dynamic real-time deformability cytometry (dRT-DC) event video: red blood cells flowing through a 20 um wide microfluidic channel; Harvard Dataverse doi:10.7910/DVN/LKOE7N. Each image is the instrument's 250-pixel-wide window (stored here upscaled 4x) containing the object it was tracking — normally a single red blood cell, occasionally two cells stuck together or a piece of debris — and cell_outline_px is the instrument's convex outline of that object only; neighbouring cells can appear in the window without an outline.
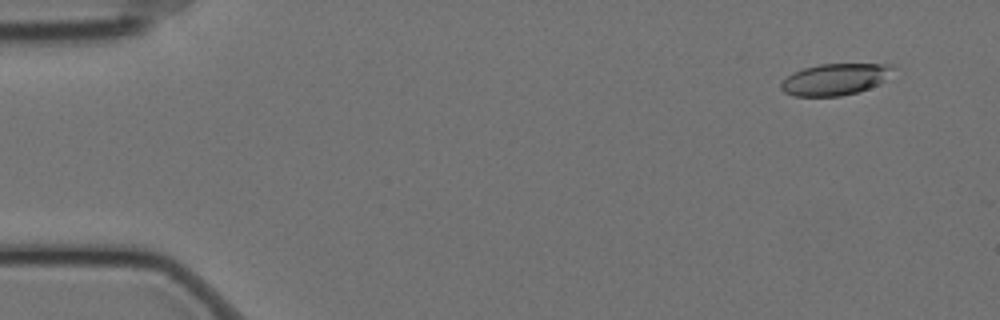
{"species": "Egyptian fruit bat (a non-hibernating species)", "species_latin": "Rousettus aegyptiacus", "temperature_condition": "cold", "stored_images_in_passage": 58, "camera_frame_rate_fps": 3000, "um_per_image_px": 0.085, "animal": {"sex": "female"}, "frame": {"image": 1, "passage_image": 4, "time_ms": 1.0, "image_size_px": [1000, 320], "cell_outline_px": [[896, 68], [880, 84], [856, 92], [840, 96], [792, 96], [784, 92], [780, 88], [780, 84], [792, 72], [804, 68], [820, 64], [892, 64]], "centroid_in_image_um": [70.98, 6.74], "position_along_channel_um": 14.0, "area_um2": 20.58}}
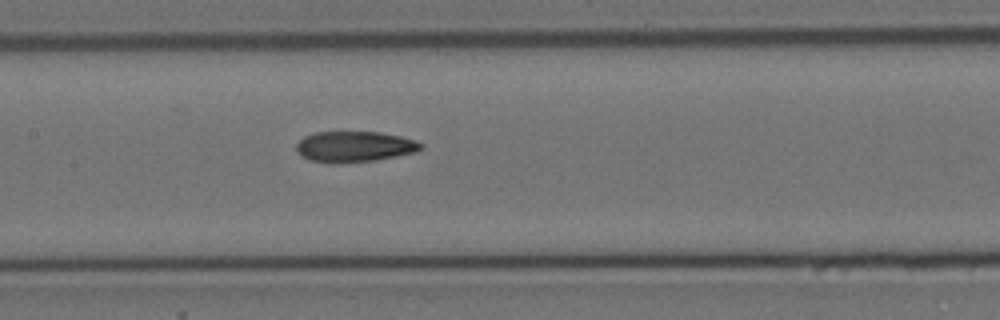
{"frame": {"image": 2, "passage_image": 28, "time_ms": 9.0, "image_size_px": [1000, 320], "cell_outline_px": [[424, 148], [416, 152], [396, 156], [372, 160], [340, 164], [328, 164], [308, 160], [296, 152], [296, 144], [304, 136], [316, 132], [380, 132], [400, 136], [416, 140], [424, 144]], "centroid_in_image_um": [30.11, 12.47], "position_along_channel_um": 177.3, "area_um2": 22.66}}
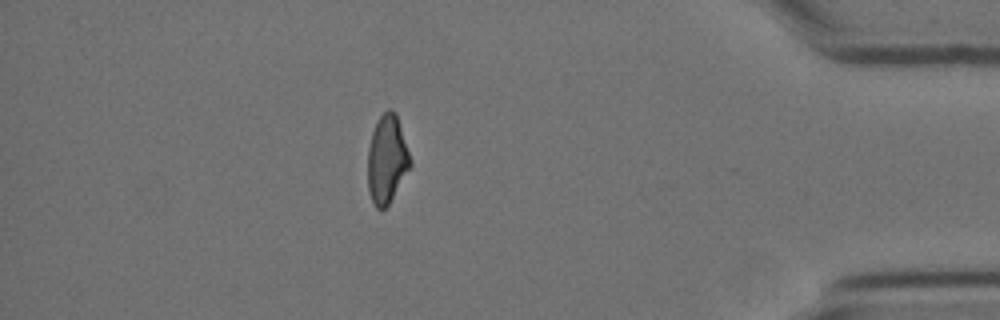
{"frame": {"image": 3, "passage_image": 51, "time_ms": 16.667, "image_size_px": [1000, 320], "cell_outline_px": [[412, 164], [388, 204], [380, 212], [376, 208], [372, 200], [368, 188], [368, 148], [372, 132], [380, 116], [388, 108], [392, 108], [396, 112], [412, 160]], "centroid_in_image_um": [32.89, 13.52], "position_along_channel_um": 402.3, "area_um2": 21.79}, "authors_computed_cell_mechanics": {"area_um2": 22.2819, "velocity_mm_per_s": 3.4803, "shape_relaxation_time_tau1_ms": 7.7371, "shape_relaxation_time_tau2_ms": 4.031, "deformation_change_tau1": 0.1938, "deformation_change_tau2": 0.1277}}